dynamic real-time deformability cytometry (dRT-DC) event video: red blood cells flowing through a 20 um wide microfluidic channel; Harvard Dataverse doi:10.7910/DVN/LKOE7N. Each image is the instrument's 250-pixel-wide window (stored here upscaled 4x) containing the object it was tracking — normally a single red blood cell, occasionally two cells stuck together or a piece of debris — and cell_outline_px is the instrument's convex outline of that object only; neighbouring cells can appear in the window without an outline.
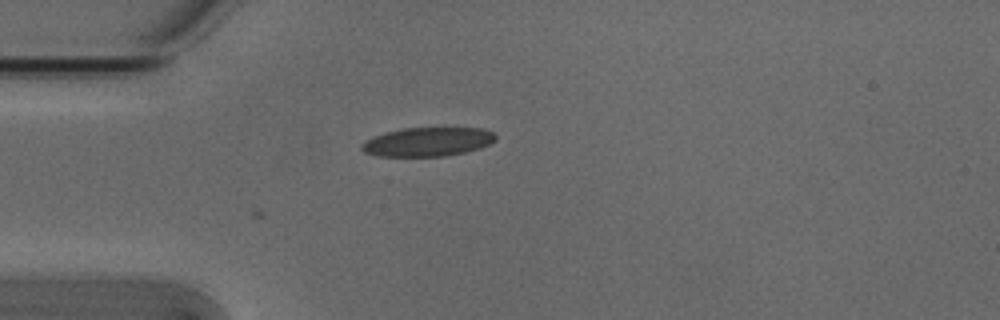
{"species": "Egyptian fruit bat (a non-hibernating species)", "species_latin": "Rousettus aegyptiacus", "temperature_condition": "cold", "stored_images_in_passage": 8, "camera_frame_rate_fps": 3000, "um_per_image_px": 0.085, "animal": {"sex": "male"}, "frame": {"image": 1, "passage_image": 8, "time_ms": 2.333, "image_size_px": [1000, 320], "cell_outline_px": [[496, 140], [480, 148], [464, 152], [444, 156], [376, 156], [364, 152], [360, 148], [360, 144], [364, 140], [384, 132], [404, 128], [484, 128], [492, 132], [496, 136]], "centroid_in_image_um": [36.31, 12.05], "position_along_channel_um": 48.7, "area_um2": 22.66}}